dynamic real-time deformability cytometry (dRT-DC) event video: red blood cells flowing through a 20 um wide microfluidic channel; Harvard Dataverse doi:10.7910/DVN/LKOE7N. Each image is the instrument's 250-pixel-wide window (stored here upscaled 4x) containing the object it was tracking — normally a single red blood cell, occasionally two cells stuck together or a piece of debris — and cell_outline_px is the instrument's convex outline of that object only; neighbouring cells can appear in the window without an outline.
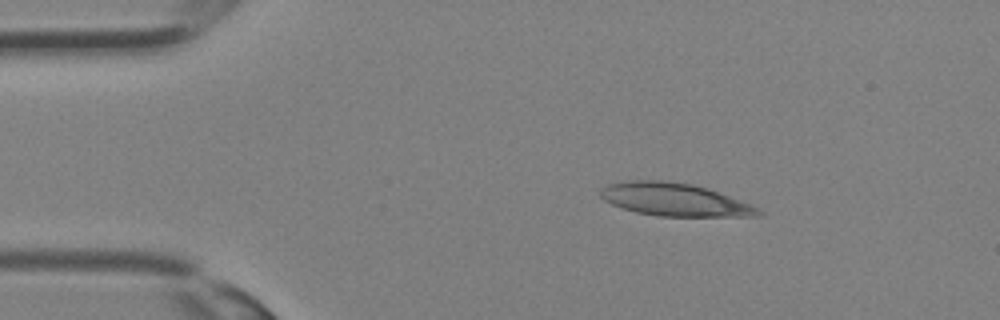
{"species": "Egyptian fruit bat (a non-hibernating species)", "species_latin": "Rousettus aegyptiacus", "temperature_condition": "room temperature", "stored_images_in_passage": 28, "camera_frame_rate_fps": 3000, "um_per_image_px": 0.085, "animal": {"sex": "female"}, "frame": {"image": 1, "passage_image": 1, "time_ms": 0.0, "image_size_px": [1000, 320], "cell_outline_px": [[764, 216], [656, 216], [636, 212], [620, 208], [604, 200], [600, 196], [600, 192], [608, 184], [628, 180], [660, 180], [692, 184], [708, 188], [752, 204], [764, 212]], "centroid_in_image_um": [57.37, 16.97], "position_along_channel_um": 27.6, "area_um2": 30.35}}
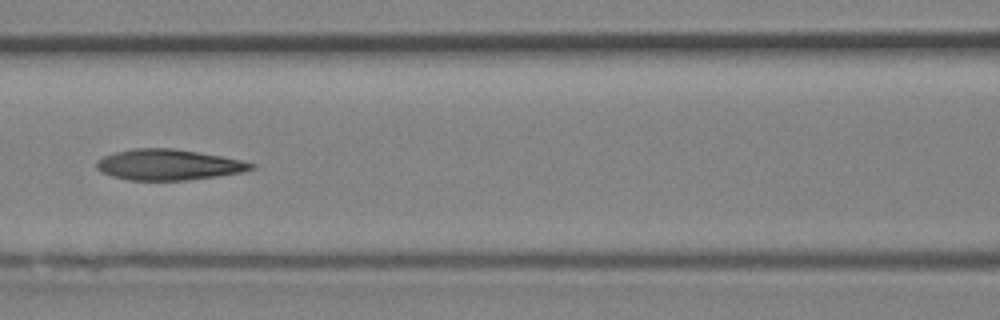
{"frame": {"image": 2, "passage_image": 10, "time_ms": 3.0, "image_size_px": [1000, 320], "cell_outline_px": [[256, 168], [240, 172], [216, 176], [184, 180], [128, 180], [112, 176], [100, 172], [96, 168], [96, 160], [112, 152], [132, 148], [172, 148], [220, 156], [240, 160], [256, 164]], "centroid_in_image_um": [14.25, 13.99], "position_along_channel_um": 152.3, "area_um2": 27.63}}
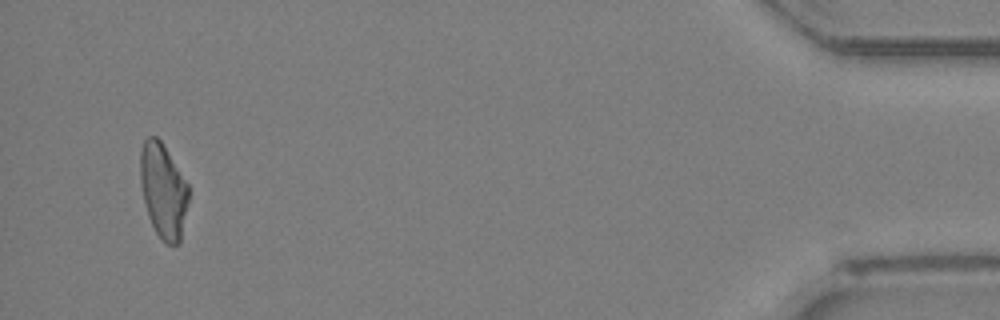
{"frame": {"image": 3, "passage_image": 27, "time_ms": 8.667, "image_size_px": [1000, 320], "cell_outline_px": [[188, 204], [180, 244], [168, 244], [156, 232], [148, 216], [140, 184], [140, 152], [144, 140], [148, 136], [156, 136], [160, 140], [188, 184]], "centroid_in_image_um": [13.87, 16.21], "position_along_channel_um": 421.3, "area_um2": 26.41}}